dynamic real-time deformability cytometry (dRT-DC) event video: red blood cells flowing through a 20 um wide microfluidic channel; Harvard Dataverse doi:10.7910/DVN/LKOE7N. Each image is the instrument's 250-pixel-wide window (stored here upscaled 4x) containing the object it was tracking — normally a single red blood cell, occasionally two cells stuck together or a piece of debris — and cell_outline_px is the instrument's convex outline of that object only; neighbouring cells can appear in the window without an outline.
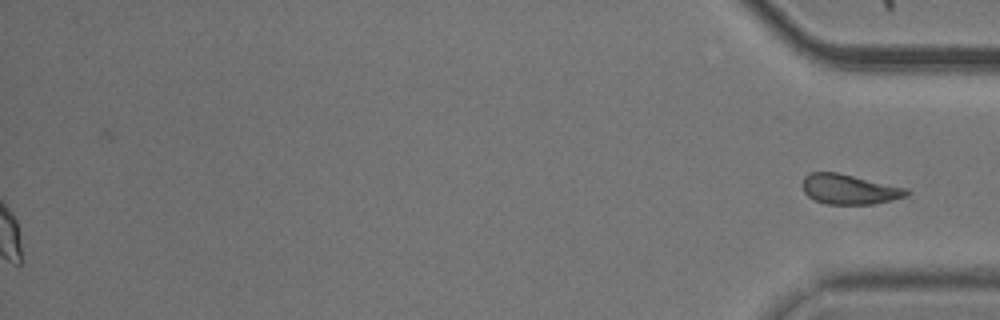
{"species": "common noctule bat (a hibernating species)", "species_latin": "Nyctalus noctula", "temperature_condition": "cold", "stored_images_in_passage": 42, "segment_of_instrument_passage": [2, 2], "camera_frame_rate_fps": 3000, "um_per_image_px": 0.085, "animal": {"sex": "male", "body_mass_g": 20.5, "forearm_length_mm": 52.5}, "frame": {"image": 1, "passage_image": 42, "time_ms": 13.667, "image_size_px": [1000, 320], "cell_outline_px": [[908, 196], [892, 200], [872, 204], [828, 204], [816, 200], [808, 196], [804, 192], [804, 176], [808, 172], [836, 172], [908, 188]], "centroid_in_image_um": [72.21, 16.08], "position_along_channel_um": 363.0, "area_um2": 18.03}}